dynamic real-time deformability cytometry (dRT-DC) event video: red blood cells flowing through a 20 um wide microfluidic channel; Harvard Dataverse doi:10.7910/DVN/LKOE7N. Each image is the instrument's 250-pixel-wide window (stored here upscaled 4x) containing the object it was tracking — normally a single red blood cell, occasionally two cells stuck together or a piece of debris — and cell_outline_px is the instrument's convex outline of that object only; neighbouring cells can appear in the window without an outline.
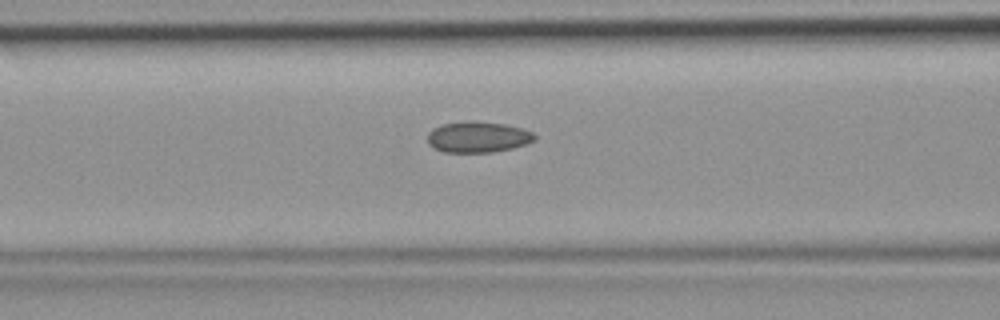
{"species": "common noctule bat (a hibernating species)", "species_latin": "Nyctalus noctula", "temperature_condition": "room temperature", "stored_images_in_passage": 45, "camera_frame_rate_fps": 3000, "um_per_image_px": 0.085, "animal": {"sex": "female", "body_mass_g": 19.9}, "frame": {"image": 1, "passage_image": 18, "time_ms": 5.667, "image_size_px": [1000, 320], "cell_outline_px": [[536, 140], [528, 144], [512, 148], [492, 152], [444, 152], [428, 144], [428, 132], [432, 128], [440, 124], [468, 120], [472, 120], [504, 124], [524, 128], [532, 132], [536, 136]], "centroid_in_image_um": [40.63, 11.63], "position_along_channel_um": 126.0, "area_um2": 19.59}}
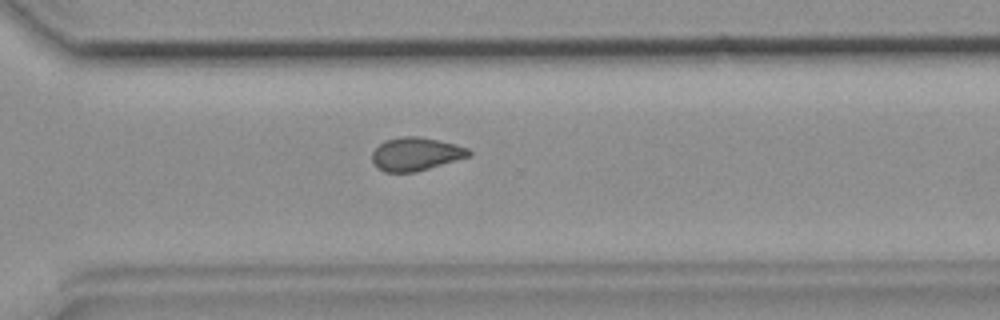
{"frame": {"image": 2, "passage_image": 32, "time_ms": 10.333, "image_size_px": [1000, 320], "cell_outline_px": [[472, 156], [416, 172], [384, 172], [376, 168], [372, 160], [372, 152], [380, 144], [388, 140], [404, 136], [416, 136], [456, 144], [468, 148], [472, 152]], "centroid_in_image_um": [35.36, 13.11], "position_along_channel_um": 335.2, "area_um2": 18.73}}
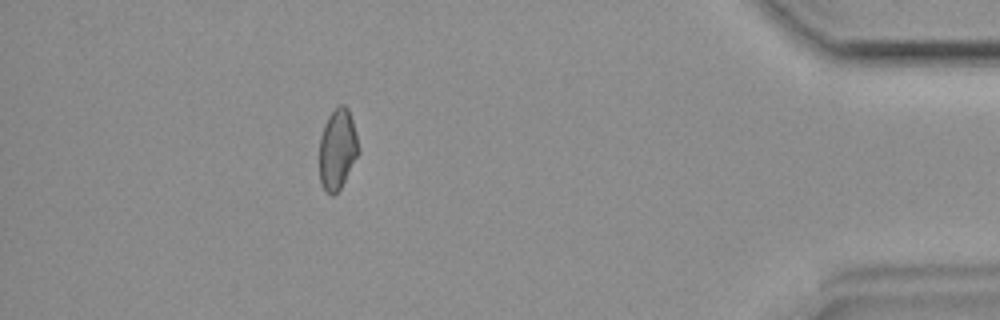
{"frame": {"image": 3, "passage_image": 40, "time_ms": 13.0, "image_size_px": [1000, 320], "cell_outline_px": [[360, 152], [340, 188], [332, 196], [324, 188], [320, 180], [320, 136], [324, 124], [328, 116], [340, 104], [344, 104], [348, 108], [352, 120], [360, 148]], "centroid_in_image_um": [28.69, 12.66], "position_along_channel_um": 406.5, "area_um2": 18.21}}